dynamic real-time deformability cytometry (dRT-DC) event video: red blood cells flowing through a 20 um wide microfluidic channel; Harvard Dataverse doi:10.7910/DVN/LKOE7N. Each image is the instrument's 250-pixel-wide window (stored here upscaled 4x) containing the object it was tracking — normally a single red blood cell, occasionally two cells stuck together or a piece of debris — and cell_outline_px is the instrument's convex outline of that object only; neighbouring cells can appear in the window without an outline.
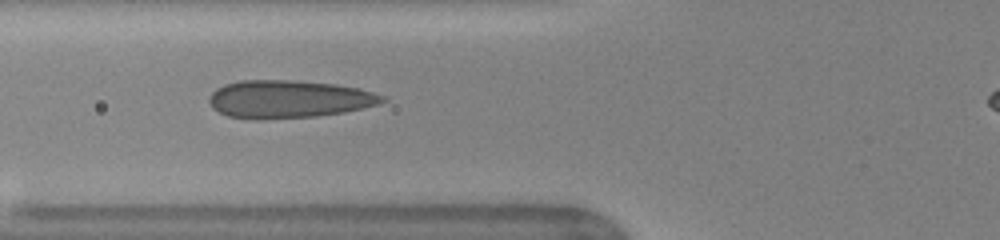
{"species": "human", "species_latin": "Homo sapiens", "temperature_condition": "warm", "stored_images_in_passage": 8, "camera_frame_rate_fps": 3000, "um_per_image_px": 0.085, "donor": {"sex": "female"}, "frame": {"image": 1, "passage_image": 5, "time_ms": 1.333, "image_size_px": [1000, 240], "cell_outline_px": [[388, 100], [380, 104], [364, 108], [344, 112], [316, 116], [260, 120], [256, 120], [228, 116], [212, 108], [208, 100], [208, 96], [216, 88], [224, 84], [240, 80], [292, 80], [336, 84], [360, 88], [384, 96]], "centroid_in_image_um": [24.53, 8.43], "position_along_channel_um": 101.3, "area_um2": 38.55}}